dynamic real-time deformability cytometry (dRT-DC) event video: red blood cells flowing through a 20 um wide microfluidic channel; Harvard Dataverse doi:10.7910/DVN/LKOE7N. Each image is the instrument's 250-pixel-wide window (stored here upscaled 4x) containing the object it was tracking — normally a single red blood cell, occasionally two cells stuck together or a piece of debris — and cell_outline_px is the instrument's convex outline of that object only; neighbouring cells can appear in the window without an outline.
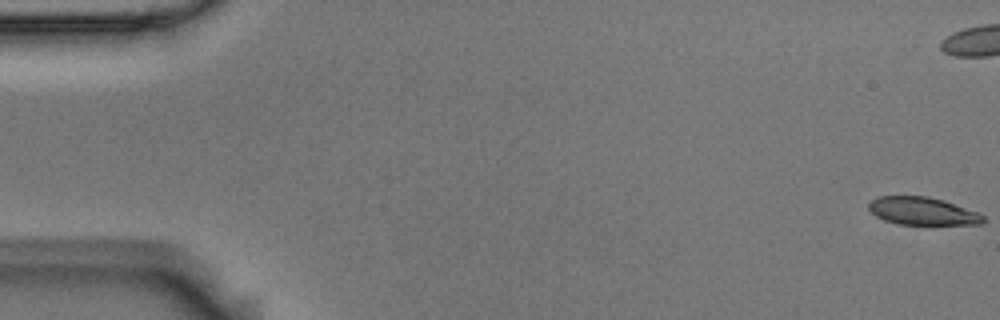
{"species": "Egyptian fruit bat (a non-hibernating species)", "species_latin": "Rousettus aegyptiacus", "temperature_condition": "room temperature", "stored_images_in_passage": 58, "camera_frame_rate_fps": 3000, "um_per_image_px": 0.085, "animal": {"sex": "male"}, "frame": {"image": 1, "passage_image": 1, "time_ms": 0.0, "image_size_px": [1000, 320], "cell_outline_px": [[984, 220], [980, 224], [896, 224], [884, 220], [876, 216], [868, 208], [868, 204], [872, 200], [880, 196], [928, 196], [944, 200], [976, 212], [984, 216]], "centroid_in_image_um": [78.37, 17.94], "position_along_channel_um": 6.6, "area_um2": 18.32}}
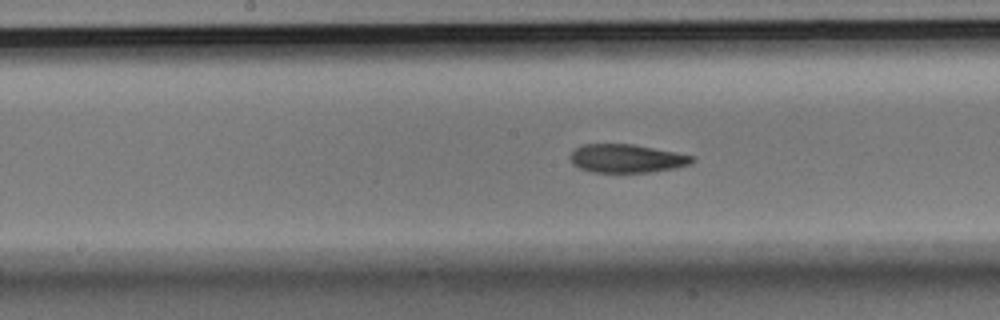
{"frame": {"image": 2, "passage_image": 29, "time_ms": 9.333, "image_size_px": [1000, 320], "cell_outline_px": [[696, 160], [692, 164], [676, 168], [648, 172], [592, 172], [580, 168], [572, 164], [568, 156], [580, 144], [632, 144], [676, 152], [696, 156]], "centroid_in_image_um": [53.29, 13.47], "position_along_channel_um": 194.9, "area_um2": 20.4}}
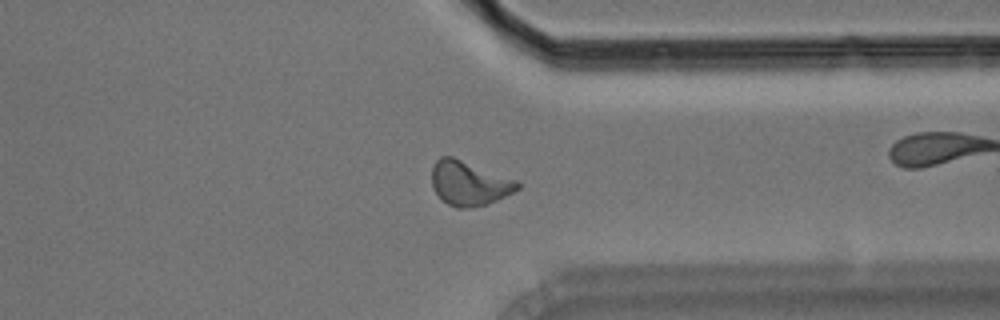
{"frame": {"image": 3, "passage_image": 44, "time_ms": 14.333, "image_size_px": [1000, 320], "cell_outline_px": [[520, 188], [488, 204], [472, 208], [456, 208], [448, 204], [432, 188], [432, 164], [440, 156], [452, 156], [516, 180], [520, 184]], "centroid_in_image_um": [39.84, 15.57], "position_along_channel_um": 371.6, "area_um2": 22.02}, "authors_computed_cell_mechanics": {"area_um2": 20.9236, "velocity_mm_per_s": 3.571, "shape_relaxation_time_tau1_ms": 7.3373, "shape_relaxation_time_tau2_ms": 3.3851, "deformation_change_tau1": 0.1896, "deformation_change_tau2": 0.115}}